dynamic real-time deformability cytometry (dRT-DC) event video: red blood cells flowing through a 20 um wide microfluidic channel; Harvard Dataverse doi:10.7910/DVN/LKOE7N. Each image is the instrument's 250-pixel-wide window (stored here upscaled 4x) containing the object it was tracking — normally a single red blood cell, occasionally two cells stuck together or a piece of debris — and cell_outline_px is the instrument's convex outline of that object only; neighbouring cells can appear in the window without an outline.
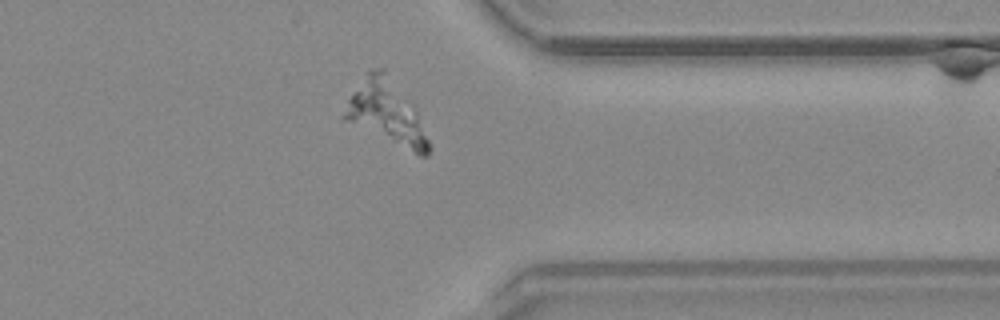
{"species": "common noctule bat (a hibernating species)", "species_latin": "Nyctalus noctula", "temperature_condition": "warm", "stored_images_in_passage": 54, "segment_of_instrument_passage": [2, 2], "camera_frame_rate_fps": 3000, "um_per_image_px": 0.085, "animal": {"sex": "male", "body_mass_g": 20.4}, "frame": {"image": 1, "passage_image": 43, "time_ms": 14.0, "image_size_px": [1000, 320], "cell_outline_px": [[432, 148], [428, 156], [420, 156], [344, 120], [340, 116], [348, 100], [368, 68], [384, 68], [416, 112]], "centroid_in_image_um": [32.82, 9.57], "position_along_channel_um": 378.6, "area_um2": 30.52}}
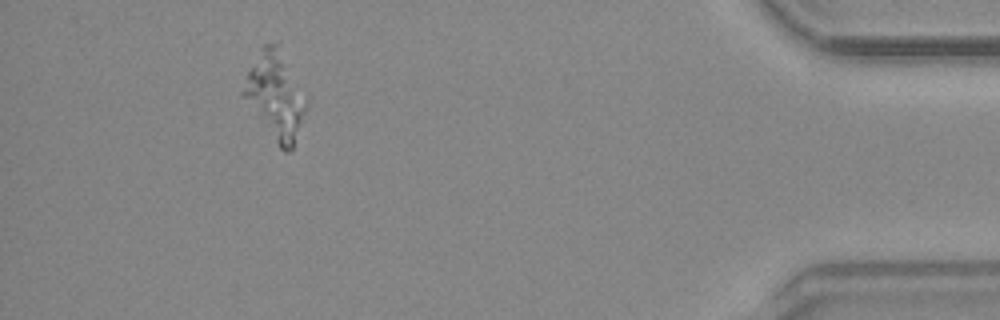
{"frame": {"image": 2, "passage_image": 50, "time_ms": 16.333, "image_size_px": [1000, 320], "cell_outline_px": [[308, 104], [292, 148], [288, 152], [284, 152], [280, 148], [240, 92], [248, 72], [264, 44], [280, 40], [308, 100]], "centroid_in_image_um": [23.46, 8.03], "position_along_channel_um": 411.7, "area_um2": 31.85}}